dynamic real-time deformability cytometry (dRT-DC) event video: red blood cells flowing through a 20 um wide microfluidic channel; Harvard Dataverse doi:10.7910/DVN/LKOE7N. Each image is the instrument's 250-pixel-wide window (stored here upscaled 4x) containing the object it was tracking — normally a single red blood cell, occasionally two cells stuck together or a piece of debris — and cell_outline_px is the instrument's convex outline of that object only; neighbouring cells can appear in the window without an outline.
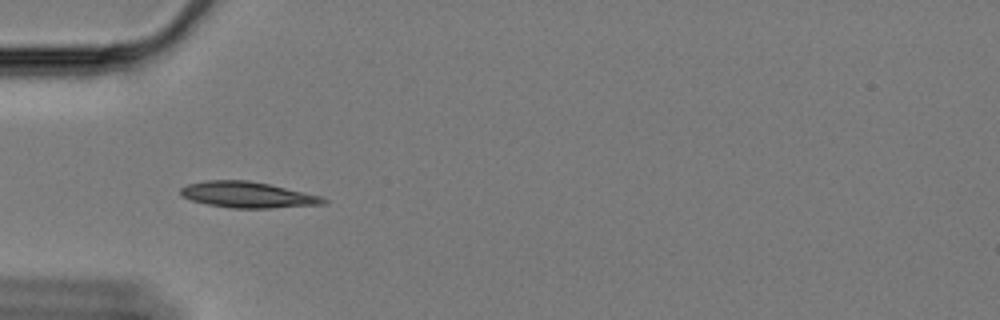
{"species": "Egyptian fruit bat (a non-hibernating species)", "species_latin": "Rousettus aegyptiacus", "temperature_condition": "cold", "stored_images_in_passage": 60, "camera_frame_rate_fps": 3000, "um_per_image_px": 0.085, "animal": {"sex": "female"}, "frame": {"image": 1, "passage_image": 19, "time_ms": 6.0, "image_size_px": [1000, 320], "cell_outline_px": [[328, 200], [324, 204], [272, 208], [232, 208], [208, 204], [192, 200], [180, 196], [180, 188], [188, 184], [208, 180], [248, 180], [268, 184], [324, 196]], "centroid_in_image_um": [21.07, 16.56], "position_along_channel_um": 63.9, "area_um2": 21.62}}
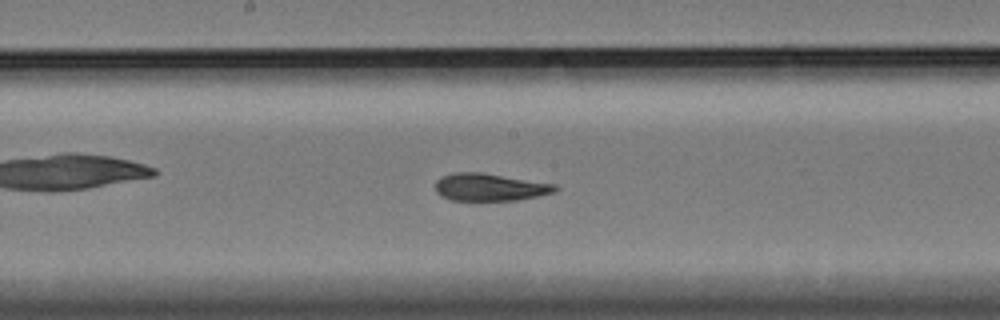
{"frame": {"image": 2, "passage_image": 32, "time_ms": 10.333, "image_size_px": [1000, 320], "cell_outline_px": [[560, 188], [556, 192], [516, 200], [452, 200], [440, 196], [436, 192], [436, 180], [444, 176], [456, 172], [480, 172], [556, 184]], "centroid_in_image_um": [41.65, 15.91], "position_along_channel_um": 206.5, "area_um2": 19.07}}
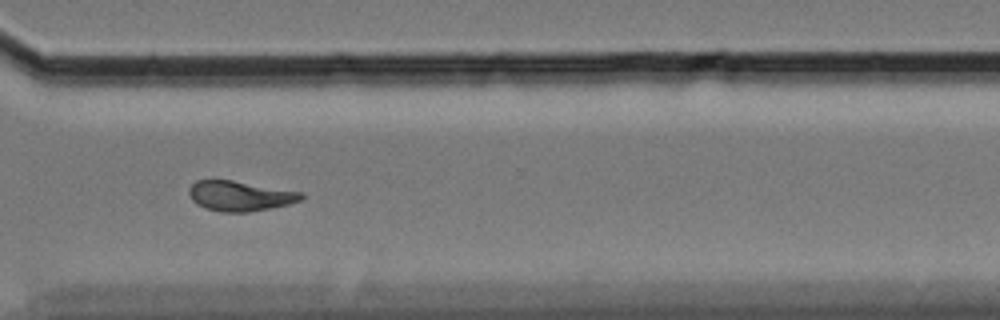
{"frame": {"image": 3, "passage_image": 45, "time_ms": 14.667, "image_size_px": [1000, 320], "cell_outline_px": [[304, 196], [300, 200], [288, 204], [272, 208], [248, 212], [220, 212], [204, 208], [196, 204], [192, 200], [188, 192], [188, 188], [196, 180], [232, 180], [300, 192]], "centroid_in_image_um": [20.34, 16.66], "position_along_channel_um": 350.3, "area_um2": 19.59}, "authors_computed_cell_mechanics": {"area_um2": 19.3919, "velocity_mm_per_s": 3.3204, "shape_relaxation_time_tau1_ms": 5.2292, "shape_relaxation_time_tau2_ms": 1.9674, "deformation_change_tau1": 0.1484, "deformation_change_tau2": 0.0752}}